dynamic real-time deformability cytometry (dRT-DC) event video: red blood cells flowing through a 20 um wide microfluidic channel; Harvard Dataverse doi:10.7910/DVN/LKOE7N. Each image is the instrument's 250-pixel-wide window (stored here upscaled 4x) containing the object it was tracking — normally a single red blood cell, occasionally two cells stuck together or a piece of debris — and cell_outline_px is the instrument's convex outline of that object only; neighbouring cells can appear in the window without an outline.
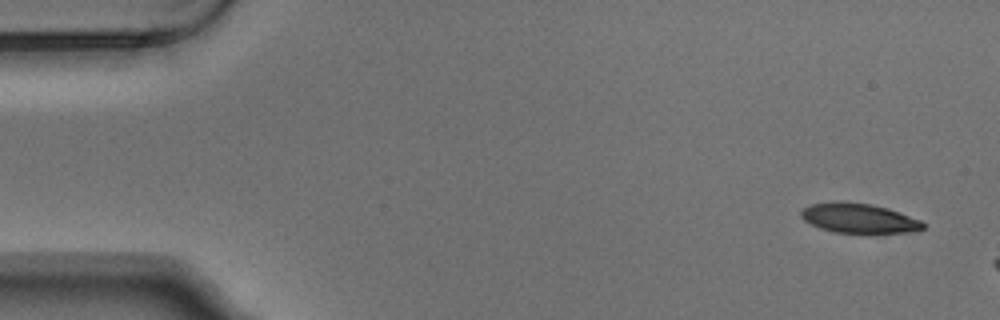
{"species": "Egyptian fruit bat (a non-hibernating species)", "species_latin": "Rousettus aegyptiacus", "temperature_condition": "warm", "stored_images_in_passage": 4, "camera_frame_rate_fps": 3000, "um_per_image_px": 0.085, "animal": {"sex": "male"}, "frame": {"image": 1, "passage_image": 1, "time_ms": 0.0, "image_size_px": [1000, 320], "cell_outline_px": [[928, 224], [924, 228], [904, 232], [864, 236], [836, 232], [820, 228], [804, 220], [800, 216], [800, 212], [804, 208], [812, 204], [872, 204], [888, 208], [920, 220]], "centroid_in_image_um": [73.08, 18.63], "position_along_channel_um": 11.9, "area_um2": 20.98}}